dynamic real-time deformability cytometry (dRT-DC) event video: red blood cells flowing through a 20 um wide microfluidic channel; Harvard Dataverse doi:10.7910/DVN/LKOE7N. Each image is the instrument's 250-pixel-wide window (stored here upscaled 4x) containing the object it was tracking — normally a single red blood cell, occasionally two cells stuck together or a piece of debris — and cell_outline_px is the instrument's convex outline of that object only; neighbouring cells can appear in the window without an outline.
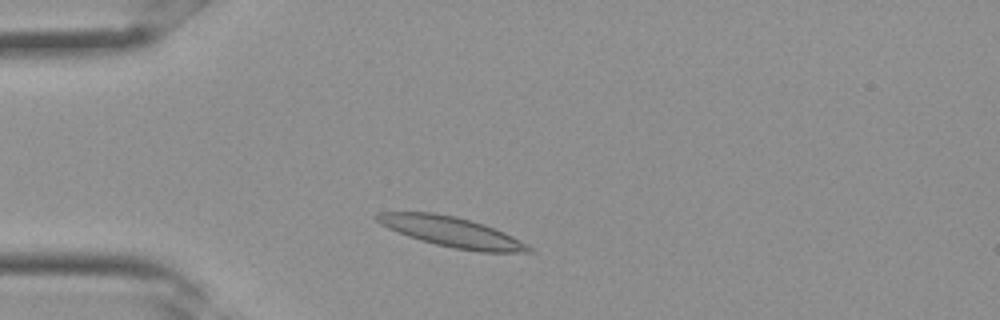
{"species": "Egyptian fruit bat (a non-hibernating species)", "species_latin": "Rousettus aegyptiacus", "temperature_condition": "room temperature", "stored_images_in_passage": 27, "camera_frame_rate_fps": 3000, "um_per_image_px": 0.085, "frame": {"image": 1, "passage_image": 3, "time_ms": 0.667, "image_size_px": [1000, 320], "cell_outline_px": [[532, 252], [480, 252], [456, 248], [436, 244], [420, 240], [408, 236], [388, 228], [380, 224], [372, 216], [380, 212], [432, 212], [456, 216], [484, 224], [504, 232], [512, 236], [532, 248]], "centroid_in_image_um": [38.35, 19.7], "position_along_channel_um": 46.6, "area_um2": 26.41}}
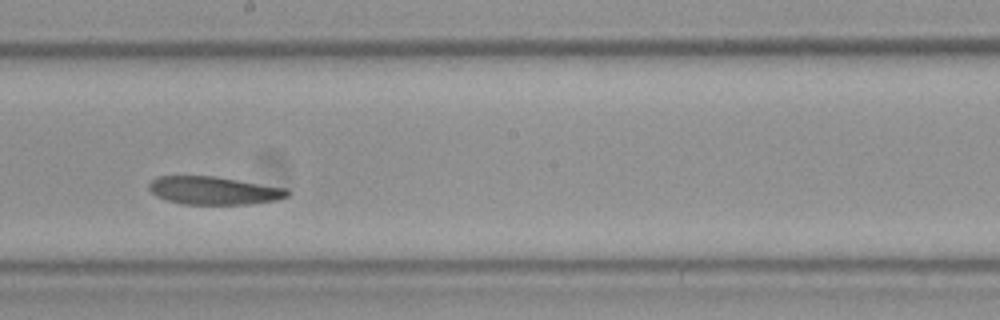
{"frame": {"image": 2, "passage_image": 13, "time_ms": 4.0, "image_size_px": [1000, 320], "cell_outline_px": [[292, 192], [288, 196], [276, 200], [252, 204], [180, 204], [156, 196], [148, 188], [148, 184], [156, 176], [216, 176], [288, 188]], "centroid_in_image_um": [18.21, 16.19], "position_along_channel_um": 230.0, "area_um2": 22.83}}
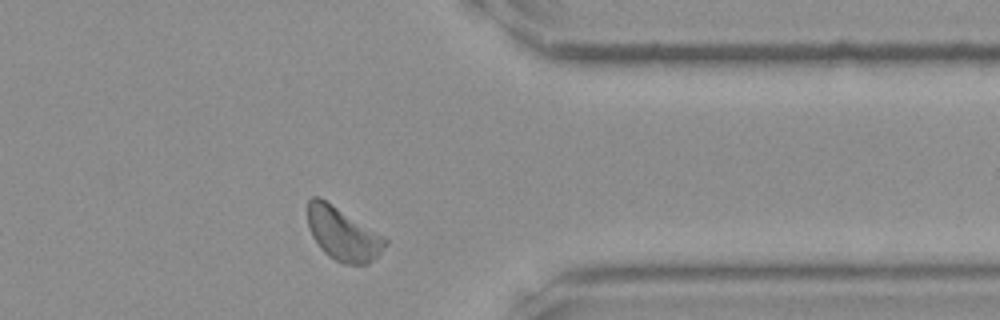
{"frame": {"image": 3, "passage_image": 21, "time_ms": 6.667, "image_size_px": [1000, 320], "cell_outline_px": [[388, 244], [368, 264], [344, 264], [328, 256], [320, 248], [312, 236], [308, 228], [308, 200], [312, 196], [316, 196], [324, 200], [384, 236], [388, 240]], "centroid_in_image_um": [29.13, 19.91], "position_along_channel_um": 382.3, "area_um2": 23.58}}